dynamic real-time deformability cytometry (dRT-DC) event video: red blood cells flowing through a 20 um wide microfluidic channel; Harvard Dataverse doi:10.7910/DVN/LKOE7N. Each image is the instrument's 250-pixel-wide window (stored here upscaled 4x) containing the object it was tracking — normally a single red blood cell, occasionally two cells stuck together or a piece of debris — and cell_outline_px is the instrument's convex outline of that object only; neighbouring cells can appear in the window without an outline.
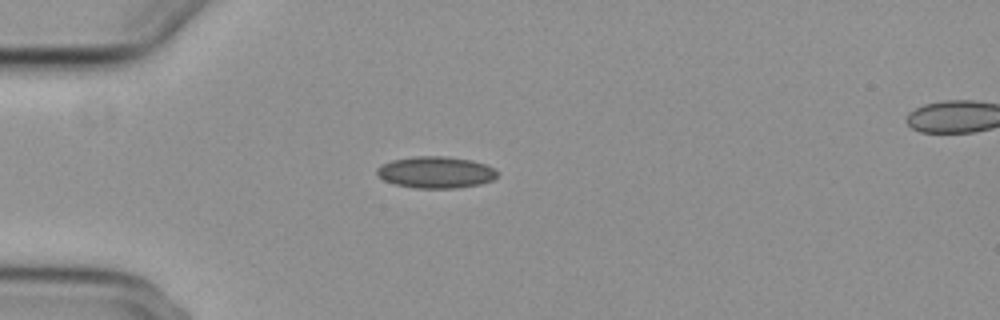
{"species": "common noctule bat (a hibernating species)", "species_latin": "Nyctalus noctula", "temperature_condition": "cold", "stored_images_in_passage": 6, "camera_frame_rate_fps": 3000, "um_per_image_px": 0.085, "animal": {"sex": "female", "body_mass_g": 29.2, "forearm_length_mm": 56.3}, "frame": {"image": 1, "passage_image": 1, "time_ms": 0.0, "image_size_px": [1000, 320], "cell_outline_px": [[500, 172], [492, 180], [480, 184], [456, 188], [416, 188], [396, 184], [384, 180], [376, 172], [376, 168], [392, 160], [416, 156], [444, 156], [472, 160], [496, 168]], "centroid_in_image_um": [37.08, 14.64], "position_along_channel_um": 47.9, "area_um2": 22.14}}
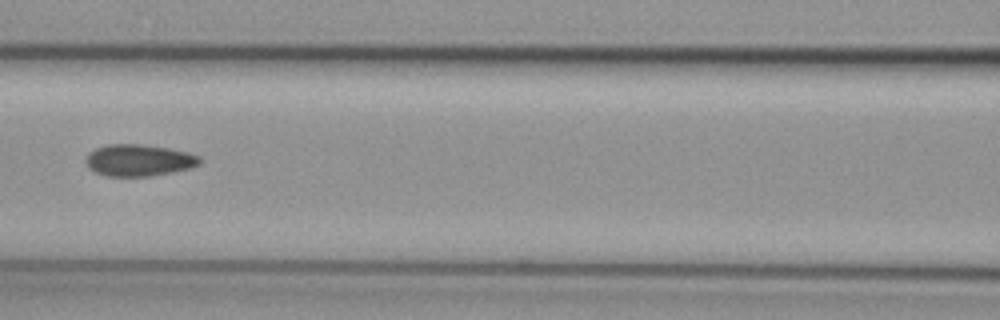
{"frame": {"image": 2, "passage_image": 4, "time_ms": 3.333, "image_size_px": [1000, 320], "cell_outline_px": [[200, 164], [192, 168], [152, 176], [104, 176], [88, 168], [84, 160], [88, 152], [104, 144], [140, 144], [168, 148], [200, 156]], "centroid_in_image_um": [11.75, 13.62], "position_along_channel_um": 154.8, "area_um2": 21.21}}
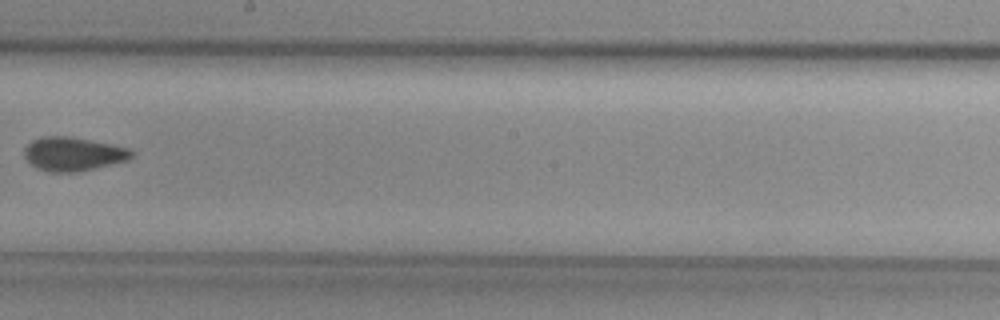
{"frame": {"image": 3, "passage_image": 6, "time_ms": 5.667, "image_size_px": [1000, 320], "cell_outline_px": [[132, 156], [128, 160], [80, 172], [48, 172], [36, 168], [24, 156], [24, 148], [32, 140], [44, 136], [68, 136], [112, 144], [128, 148], [132, 152]], "centroid_in_image_um": [6.2, 13.09], "position_along_channel_um": 242.0, "area_um2": 21.1}}